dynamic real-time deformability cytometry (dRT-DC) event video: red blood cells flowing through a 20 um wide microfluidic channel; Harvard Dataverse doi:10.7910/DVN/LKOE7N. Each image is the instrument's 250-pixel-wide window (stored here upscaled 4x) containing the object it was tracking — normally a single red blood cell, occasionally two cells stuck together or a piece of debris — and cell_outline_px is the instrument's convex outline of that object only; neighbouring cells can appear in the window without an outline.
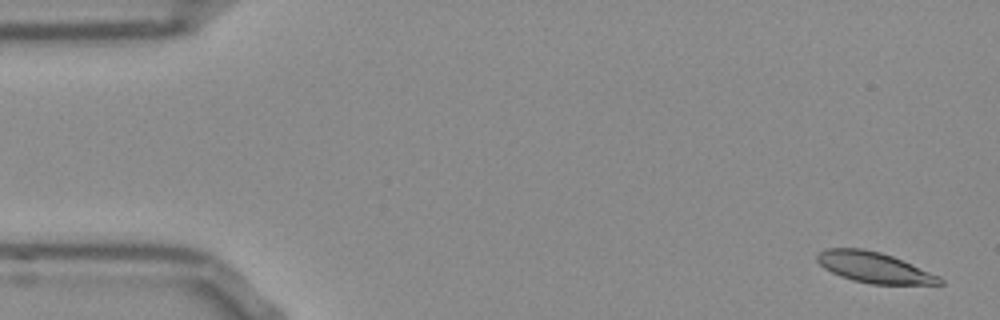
{"species": "Egyptian fruit bat (a non-hibernating species)", "species_latin": "Rousettus aegyptiacus", "temperature_condition": "room temperature", "stored_images_in_passage": 53, "camera_frame_rate_fps": 3000, "um_per_image_px": 0.085, "frame": {"image": 1, "passage_image": 2, "time_ms": 0.333, "image_size_px": [1000, 320], "cell_outline_px": [[944, 284], [872, 284], [852, 280], [840, 276], [824, 268], [816, 260], [816, 256], [820, 252], [828, 248], [864, 248], [880, 252], [892, 256], [940, 276], [944, 280]], "centroid_in_image_um": [74.3, 22.73], "position_along_channel_um": 10.7, "area_um2": 21.79}}
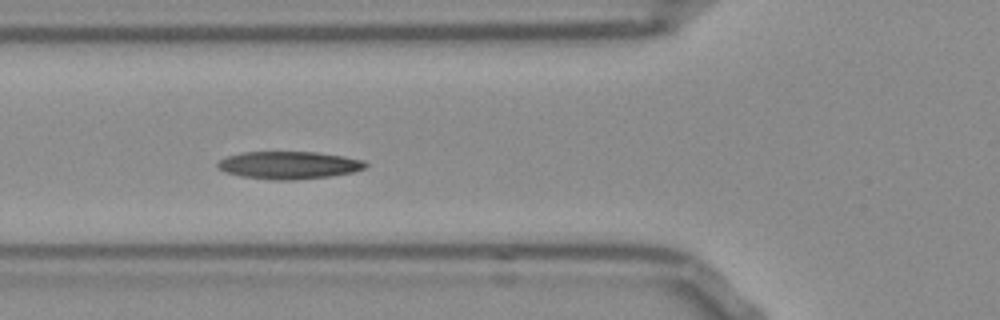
{"frame": {"image": 2, "passage_image": 19, "time_ms": 6.0, "image_size_px": [1000, 320], "cell_outline_px": [[368, 164], [364, 168], [352, 172], [328, 176], [296, 180], [276, 180], [240, 176], [224, 172], [216, 168], [216, 164], [224, 156], [240, 152], [316, 152], [344, 156], [364, 160]], "centroid_in_image_um": [24.5, 14.03], "position_along_channel_um": 101.3, "area_um2": 23.93}}
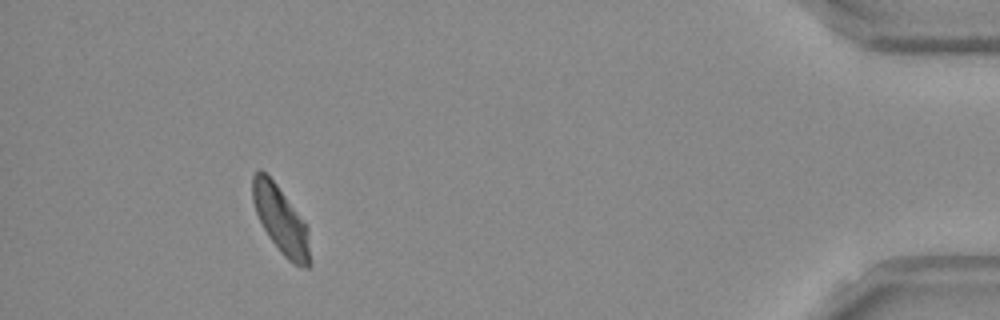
{"frame": {"image": 3, "passage_image": 49, "time_ms": 16.0, "image_size_px": [1000, 320], "cell_outline_px": [[312, 264], [308, 268], [304, 268], [292, 264], [280, 252], [268, 236], [256, 212], [252, 200], [252, 176], [260, 168], [276, 184], [308, 228]], "centroid_in_image_um": [23.89, 18.77], "position_along_channel_um": 411.3, "area_um2": 22.37}, "authors_computed_cell_mechanics": {"area_um2": 22.831, "velocity_mm_per_s": 3.754, "shape_relaxation_time_tau1_ms": 3.0115, "shape_relaxation_time_tau2_ms": 2.9948, "deformation_change_tau1": 0.138, "deformation_change_tau2": 0.0949}}